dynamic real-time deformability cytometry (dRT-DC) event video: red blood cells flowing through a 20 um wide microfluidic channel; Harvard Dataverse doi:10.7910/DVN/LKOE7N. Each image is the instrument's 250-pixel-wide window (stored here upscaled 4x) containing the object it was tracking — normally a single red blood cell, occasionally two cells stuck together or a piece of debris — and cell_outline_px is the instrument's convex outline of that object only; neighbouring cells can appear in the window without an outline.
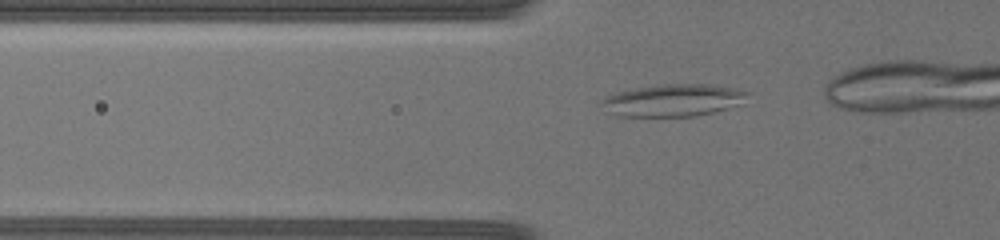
{"species": "common noctule bat (a hibernating species)", "species_latin": "Nyctalus noctula", "temperature_condition": "warm", "stored_images_in_passage": 19, "camera_frame_rate_fps": 3000, "um_per_image_px": 0.085, "animal": {"sex": "female", "body_mass_g": 19.5, "forearm_length_mm": 54.1}, "frame": {"image": 1, "passage_image": 2, "time_ms": 0.333, "image_size_px": [1000, 240], "cell_outline_px": [[748, 92], [744, 104], [696, 116], [616, 116], [608, 112], [600, 104], [600, 100], [604, 96], [616, 92], [636, 88], [660, 84], [712, 84], [736, 88]], "centroid_in_image_um": [57.21, 8.52], "position_along_channel_um": 68.6, "area_um2": 27.69}}
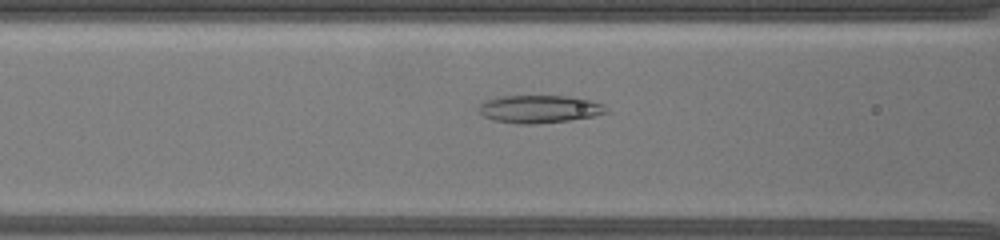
{"frame": {"image": 2, "passage_image": 7, "time_ms": 2.333, "image_size_px": [1000, 240], "cell_outline_px": [[612, 112], [592, 116], [568, 120], [536, 124], [516, 124], [492, 120], [476, 112], [476, 108], [484, 100], [496, 96], [576, 96], [604, 104]], "centroid_in_image_um": [45.82, 9.26], "position_along_channel_um": 120.8, "area_um2": 21.15}}
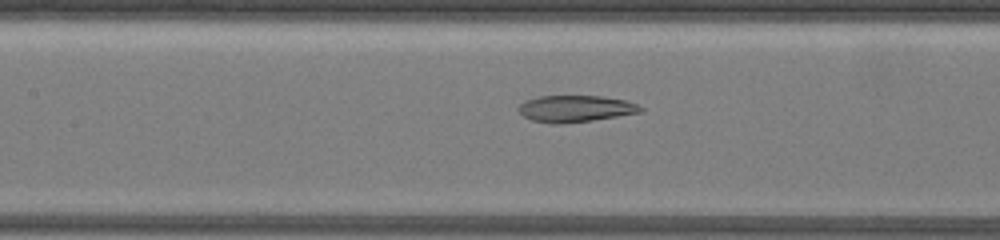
{"frame": {"image": 3, "passage_image": 14, "time_ms": 3.667, "image_size_px": [1000, 240], "cell_outline_px": [[644, 112], [592, 120], [564, 124], [552, 124], [532, 120], [524, 116], [516, 108], [524, 100], [540, 96], [600, 96], [624, 100], [636, 104], [644, 108]], "centroid_in_image_um": [48.9, 9.24], "position_along_channel_um": 158.5, "area_um2": 19.02}}